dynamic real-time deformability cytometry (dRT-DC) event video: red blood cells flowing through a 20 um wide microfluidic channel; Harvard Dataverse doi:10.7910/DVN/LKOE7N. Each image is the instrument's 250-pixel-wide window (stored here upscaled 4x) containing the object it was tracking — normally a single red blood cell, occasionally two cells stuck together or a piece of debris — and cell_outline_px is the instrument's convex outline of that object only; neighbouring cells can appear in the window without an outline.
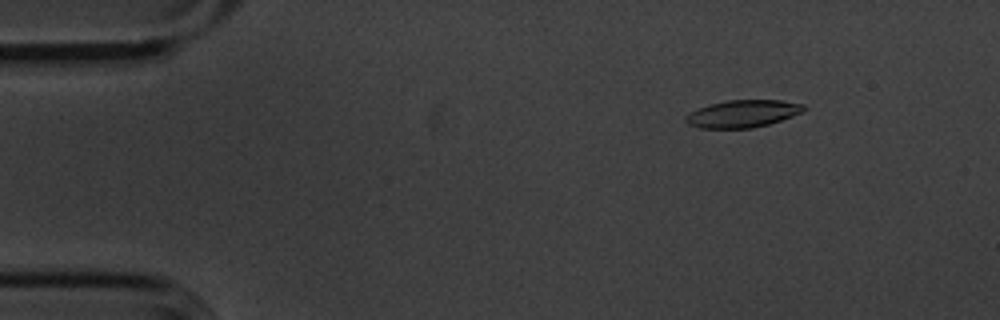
{"species": "common noctule bat (a hibernating species)", "species_latin": "Nyctalus noctula", "temperature_condition": "cold", "stored_images_in_passage": 55, "camera_frame_rate_fps": 3000, "um_per_image_px": 0.085, "animal": {"sex": "male", "body_mass_g": 20.1, "forearm_length_mm": 53.5}, "frame": {"image": 1, "passage_image": 7, "time_ms": 2.0, "image_size_px": [1000, 320], "cell_outline_px": [[804, 112], [768, 124], [752, 128], [700, 128], [688, 124], [684, 120], [684, 116], [708, 104], [728, 100], [780, 100], [804, 104]], "centroid_in_image_um": [63.12, 9.66], "position_along_channel_um": 21.9, "area_um2": 18.73}}
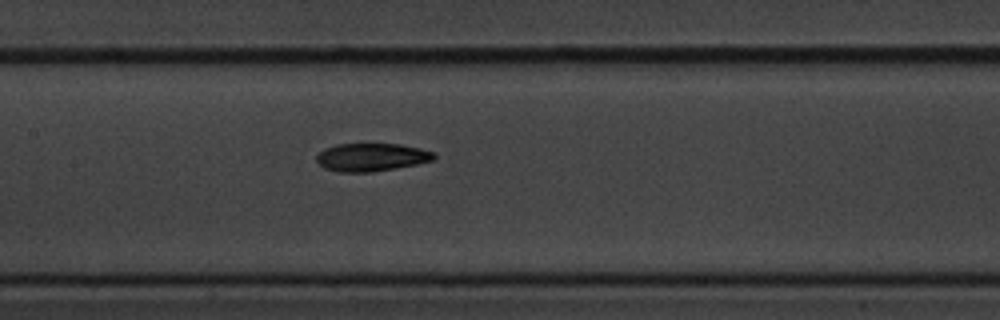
{"frame": {"image": 2, "passage_image": 26, "time_ms": 8.333, "image_size_px": [1000, 320], "cell_outline_px": [[436, 156], [432, 160], [416, 164], [396, 168], [372, 172], [340, 172], [324, 168], [316, 160], [316, 156], [324, 148], [336, 144], [400, 144], [420, 148], [436, 152]], "centroid_in_image_um": [31.58, 13.36], "position_along_channel_um": 175.8, "area_um2": 19.19}}
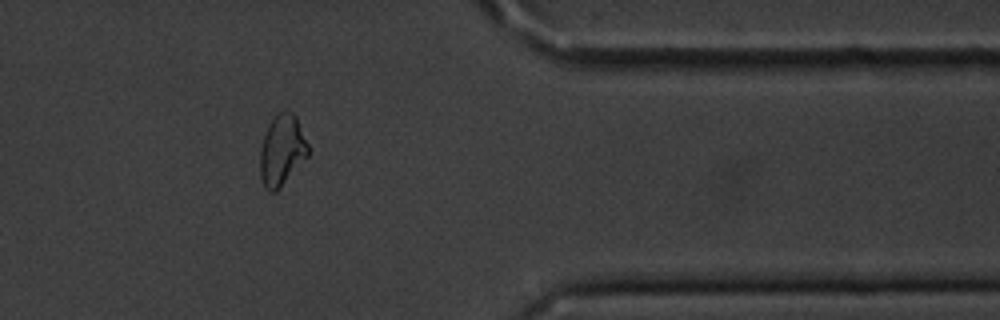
{"frame": {"image": 3, "passage_image": 45, "time_ms": 14.667, "image_size_px": [1000, 320], "cell_outline_px": [[308, 156], [280, 188], [276, 192], [268, 192], [264, 188], [260, 180], [260, 148], [268, 124], [276, 112], [284, 108], [288, 108], [296, 116], [308, 144]], "centroid_in_image_um": [23.94, 12.75], "position_along_channel_um": 387.5, "area_um2": 20.29}, "authors_computed_cell_mechanics": {"area_um2": 19.5364, "velocity_mm_per_s": 3.6146, "shape_relaxation_time_tau1_ms": 4.3047, "shape_relaxation_time_tau2_ms": 5.0963, "deformation_change_tau1": 0.1537, "deformation_change_tau2": 0.1193}}